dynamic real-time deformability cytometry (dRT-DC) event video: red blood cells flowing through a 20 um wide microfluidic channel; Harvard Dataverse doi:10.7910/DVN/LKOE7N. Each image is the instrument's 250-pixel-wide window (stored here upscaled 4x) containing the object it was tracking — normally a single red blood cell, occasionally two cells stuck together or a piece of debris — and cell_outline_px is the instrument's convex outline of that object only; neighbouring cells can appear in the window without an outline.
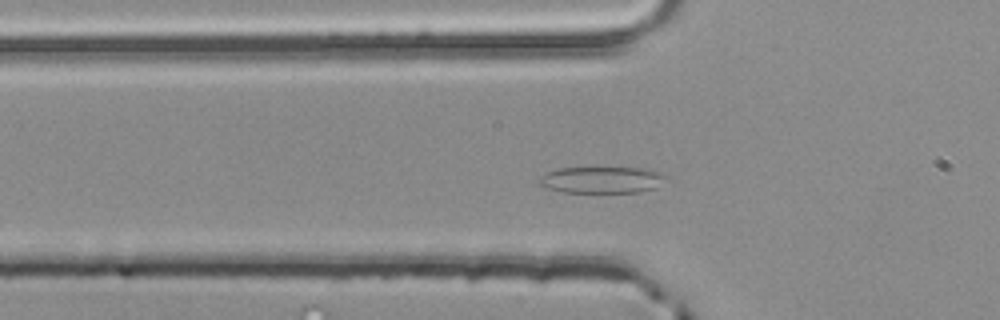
{"species": "common noctule bat (a hibernating species)", "species_latin": "Nyctalus noctula", "temperature_condition": "room temperature", "stored_images_in_passage": 51, "segment_of_instrument_passage": [1, 2], "camera_frame_rate_fps": 3000, "um_per_image_px": 0.085, "animal": {"sex": "male", "body_mass_g": 20.4}, "frame": {"image": 1, "passage_image": 14, "time_ms": 4.333, "image_size_px": [1000, 320], "cell_outline_px": [[668, 176], [656, 188], [640, 192], [560, 192], [548, 188], [540, 184], [536, 180], [540, 176], [548, 172], [560, 168], [644, 168], [660, 172]], "centroid_in_image_um": [51.16, 15.29], "position_along_channel_um": 74.6, "area_um2": 19.59}}
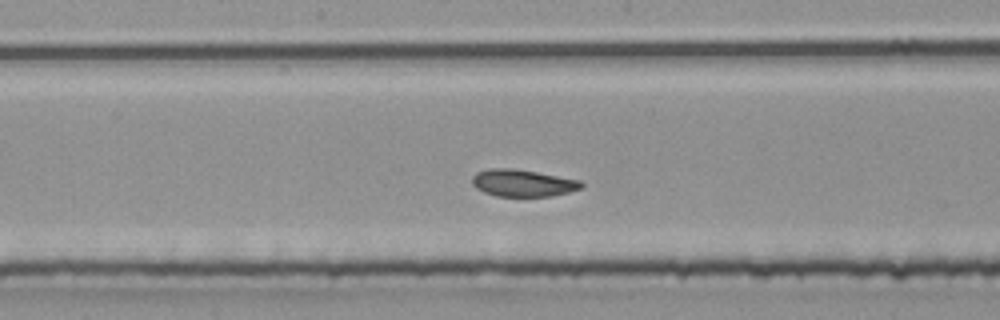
{"frame": {"image": 2, "passage_image": 24, "time_ms": 7.667, "image_size_px": [1000, 320], "cell_outline_px": [[584, 188], [552, 196], [496, 196], [484, 192], [476, 188], [472, 184], [472, 176], [476, 172], [488, 168], [512, 168], [536, 172], [580, 180], [584, 184]], "centroid_in_image_um": [44.43, 15.55], "position_along_channel_um": 203.8, "area_um2": 17.28}}
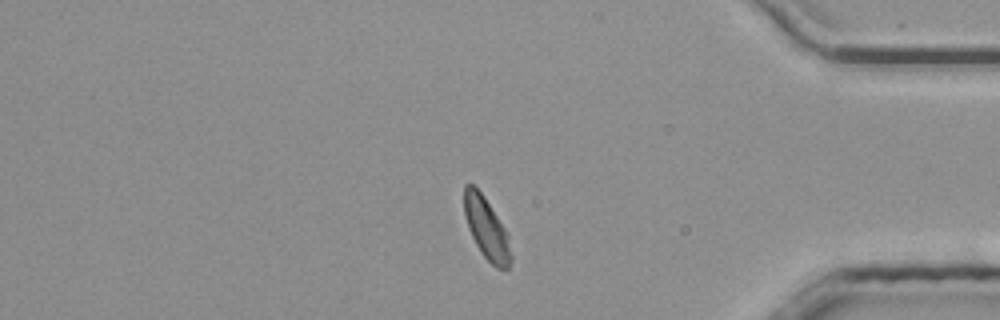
{"frame": {"image": 3, "passage_image": 41, "time_ms": 13.333, "image_size_px": [1000, 320], "cell_outline_px": [[512, 260], [508, 268], [496, 268], [484, 256], [476, 244], [468, 228], [464, 212], [464, 184], [472, 184], [480, 192], [504, 228], [512, 256]], "centroid_in_image_um": [41.33, 19.43], "position_along_channel_um": 393.9, "area_um2": 16.13}}